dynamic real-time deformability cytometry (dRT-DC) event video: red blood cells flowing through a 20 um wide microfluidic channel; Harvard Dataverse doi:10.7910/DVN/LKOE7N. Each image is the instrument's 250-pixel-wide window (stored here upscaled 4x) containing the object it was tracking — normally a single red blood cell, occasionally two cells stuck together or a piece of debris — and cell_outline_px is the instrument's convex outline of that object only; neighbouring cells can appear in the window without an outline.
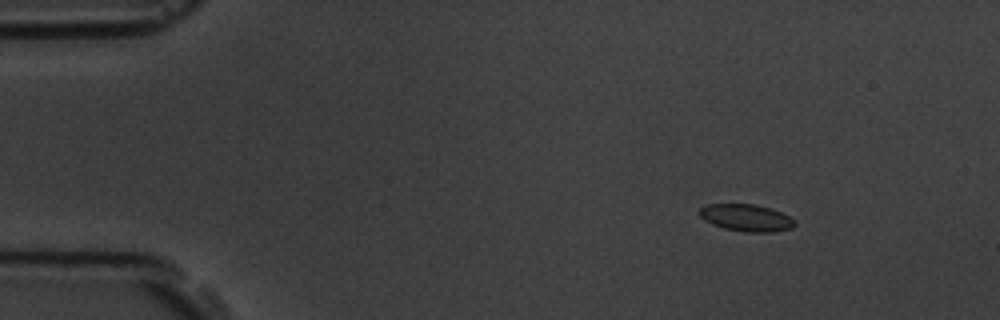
{"species": "common noctule bat (a hibernating species)", "species_latin": "Nyctalus noctula", "temperature_condition": "room temperature", "stored_images_in_passage": 10, "camera_frame_rate_fps": 3000, "um_per_image_px": 0.085, "animal": {"sex": "male", "body_mass_g": 19.5, "forearm_length_mm": 54.6}, "frame": {"image": 1, "passage_image": 2, "time_ms": 2.333, "image_size_px": [1000, 320], "cell_outline_px": [[796, 224], [792, 228], [772, 232], [744, 232], [724, 228], [712, 224], [704, 220], [700, 216], [700, 208], [708, 204], [756, 204], [772, 208], [796, 220]], "centroid_in_image_um": [63.46, 18.51], "position_along_channel_um": 21.5, "area_um2": 15.09}}
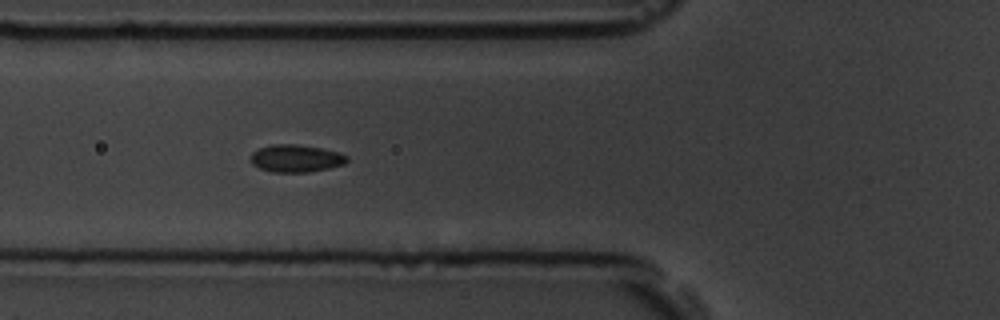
{"frame": {"image": 2, "passage_image": 6, "time_ms": 6.667, "image_size_px": [1000, 320], "cell_outline_px": [[348, 160], [344, 164], [328, 168], [308, 172], [272, 172], [260, 168], [252, 164], [248, 160], [252, 152], [260, 148], [272, 144], [296, 144], [320, 148], [340, 152], [348, 156]], "centroid_in_image_um": [25.13, 13.46], "position_along_channel_um": 100.7, "area_um2": 15.49}}
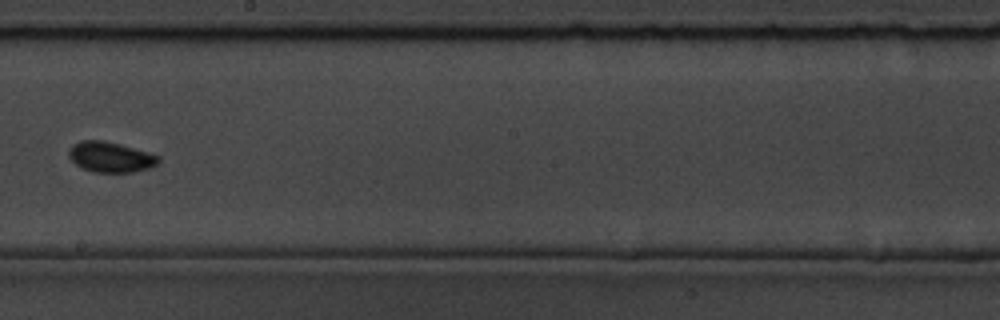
{"frame": {"image": 3, "passage_image": 9, "time_ms": 10.333, "image_size_px": [1000, 320], "cell_outline_px": [[160, 160], [152, 168], [132, 172], [92, 172], [80, 168], [68, 156], [68, 148], [72, 144], [80, 140], [104, 140], [120, 144], [148, 152], [160, 156]], "centroid_in_image_um": [9.37, 13.34], "position_along_channel_um": 238.8, "area_um2": 16.13}}